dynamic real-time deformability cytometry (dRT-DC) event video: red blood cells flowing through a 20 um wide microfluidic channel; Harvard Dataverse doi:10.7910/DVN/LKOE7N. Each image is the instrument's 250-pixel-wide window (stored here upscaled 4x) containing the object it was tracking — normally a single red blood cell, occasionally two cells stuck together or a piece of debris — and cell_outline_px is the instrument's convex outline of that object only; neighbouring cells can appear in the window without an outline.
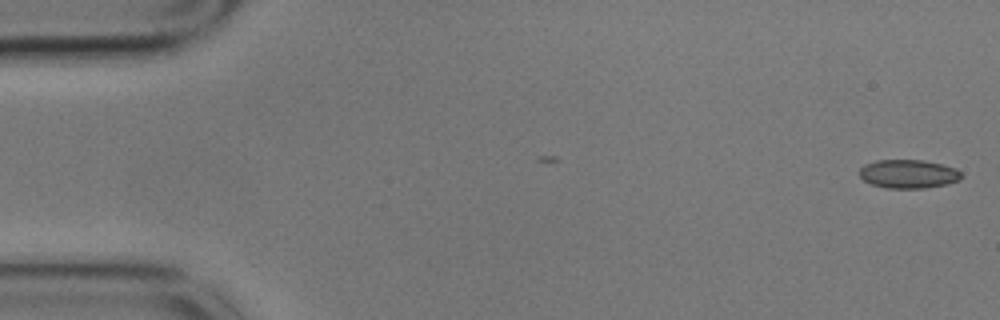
{"species": "common noctule bat (a hibernating species)", "species_latin": "Nyctalus noctula", "temperature_condition": "cold", "stored_images_in_passage": 56, "camera_frame_rate_fps": 3000, "um_per_image_px": 0.085, "animal": {"sex": "male", "body_mass_g": 17.9}, "frame": {"image": 1, "passage_image": 1, "time_ms": 0.0, "image_size_px": [1000, 320], "cell_outline_px": [[964, 176], [960, 180], [948, 184], [924, 188], [888, 188], [872, 184], [864, 180], [860, 176], [860, 168], [864, 164], [876, 160], [924, 160], [956, 168]], "centroid_in_image_um": [77.24, 14.78], "position_along_channel_um": 7.8, "area_um2": 17.05}}
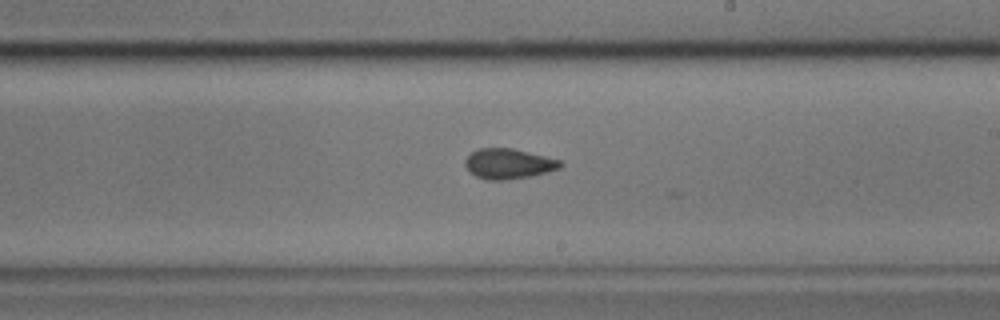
{"frame": {"image": 2, "passage_image": 32, "time_ms": 10.333, "image_size_px": [1000, 320], "cell_outline_px": [[564, 164], [560, 168], [528, 176], [504, 180], [488, 180], [476, 176], [464, 164], [464, 160], [472, 152], [480, 148], [512, 148], [560, 160]], "centroid_in_image_um": [43.21, 13.91], "position_along_channel_um": 245.8, "area_um2": 16.42}}
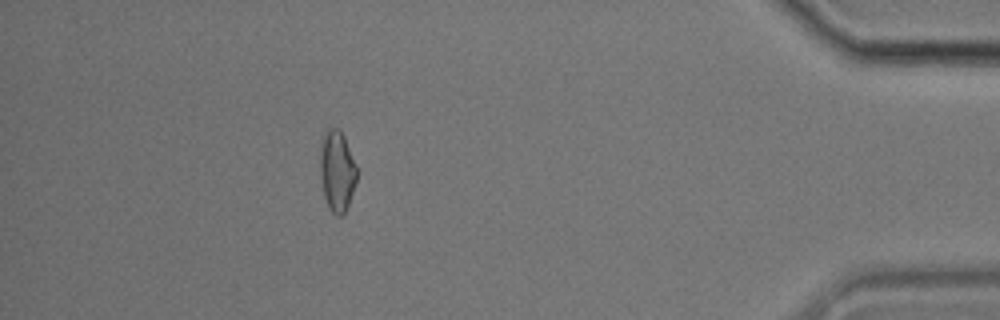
{"frame": {"image": 3, "passage_image": 50, "time_ms": 16.333, "image_size_px": [1000, 320], "cell_outline_px": [[356, 180], [344, 216], [336, 216], [328, 208], [324, 196], [320, 172], [320, 140], [328, 128], [340, 128], [344, 136], [356, 164]], "centroid_in_image_um": [28.63, 14.52], "position_along_channel_um": 406.6, "area_um2": 17.4}, "authors_computed_cell_mechanics": {"area_um2": 16.762, "velocity_mm_per_s": 3.5354, "shape_relaxation_time_tau1_ms": null, "shape_relaxation_time_tau2_ms": 0.9806, "deformation_change_tau1": null, "deformation_change_tau2": 0.054}}